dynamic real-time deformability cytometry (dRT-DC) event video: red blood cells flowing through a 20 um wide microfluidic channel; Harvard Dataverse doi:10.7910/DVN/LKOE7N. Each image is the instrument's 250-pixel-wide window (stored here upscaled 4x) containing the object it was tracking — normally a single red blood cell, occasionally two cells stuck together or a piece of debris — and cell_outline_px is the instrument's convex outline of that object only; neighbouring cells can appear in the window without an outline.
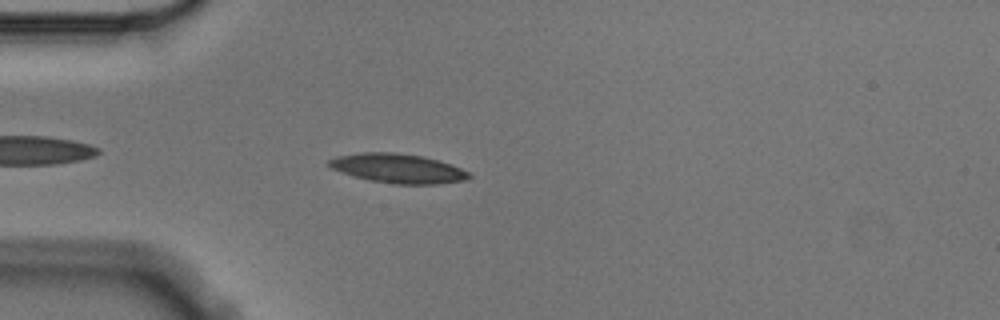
{"species": "Egyptian fruit bat (a non-hibernating species)", "species_latin": "Rousettus aegyptiacus", "temperature_condition": "cold", "stored_images_in_passage": 6, "camera_frame_rate_fps": 3000, "um_per_image_px": 0.085, "animal": {"sex": "male"}, "frame": {"image": 1, "passage_image": 5, "time_ms": 1.333, "image_size_px": [1000, 320], "cell_outline_px": [[472, 176], [468, 180], [436, 184], [392, 184], [352, 176], [332, 168], [328, 164], [328, 160], [336, 156], [364, 152], [392, 152], [420, 156], [452, 164], [468, 172]], "centroid_in_image_um": [33.83, 14.32], "position_along_channel_um": 51.2, "area_um2": 23.76}}